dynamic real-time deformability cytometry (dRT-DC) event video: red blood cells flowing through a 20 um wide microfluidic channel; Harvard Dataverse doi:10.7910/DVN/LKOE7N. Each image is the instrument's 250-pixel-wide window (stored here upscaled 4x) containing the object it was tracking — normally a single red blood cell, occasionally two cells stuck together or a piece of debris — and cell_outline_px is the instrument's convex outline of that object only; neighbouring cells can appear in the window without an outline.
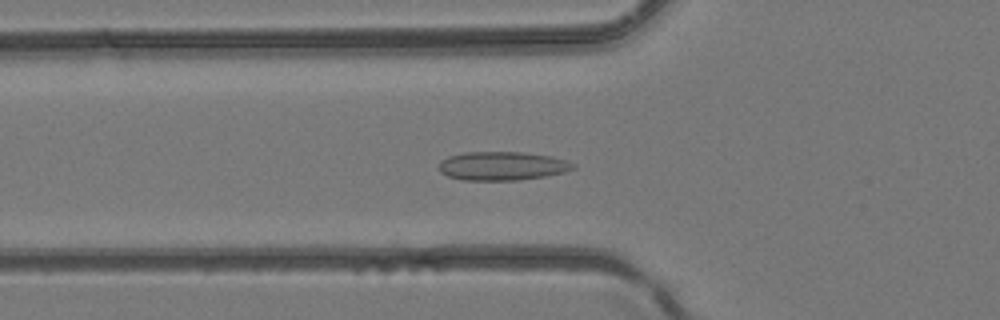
{"species": "common noctule bat (a hibernating species)", "species_latin": "Nyctalus noctula", "temperature_condition": "room temperature", "stored_images_in_passage": 43, "camera_frame_rate_fps": 3000, "um_per_image_px": 0.085, "animal": {"sex": "female", "body_mass_g": 24.6, "forearm_length_mm": 56.2}, "frame": {"image": 1, "passage_image": 16, "time_ms": 5.0, "image_size_px": [1000, 320], "cell_outline_px": [[576, 168], [564, 172], [544, 176], [520, 180], [460, 180], [448, 176], [440, 172], [440, 160], [448, 156], [464, 152], [520, 152], [552, 156], [568, 160], [576, 164]], "centroid_in_image_um": [42.7, 14.1], "position_along_channel_um": 83.1, "area_um2": 22.6}}
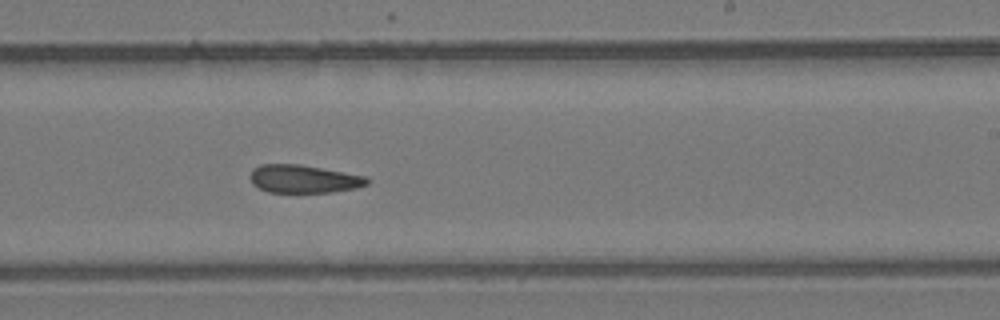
{"frame": {"image": 2, "passage_image": 27, "time_ms": 8.667, "image_size_px": [1000, 320], "cell_outline_px": [[372, 180], [368, 184], [356, 188], [332, 192], [268, 192], [252, 184], [248, 176], [252, 168], [260, 164], [300, 164], [368, 176]], "centroid_in_image_um": [25.82, 15.2], "position_along_channel_um": 263.2, "area_um2": 19.42}}
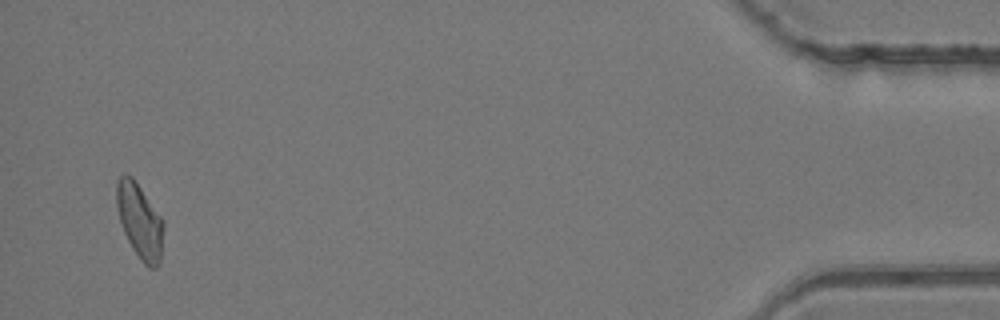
{"frame": {"image": 3, "passage_image": 42, "time_ms": 13.667, "image_size_px": [1000, 320], "cell_outline_px": [[164, 228], [160, 264], [156, 268], [148, 268], [140, 260], [132, 248], [124, 232], [120, 220], [116, 204], [116, 180], [120, 176], [132, 176], [136, 180], [164, 220]], "centroid_in_image_um": [11.9, 18.8], "position_along_channel_um": 423.3, "area_um2": 20.75}}